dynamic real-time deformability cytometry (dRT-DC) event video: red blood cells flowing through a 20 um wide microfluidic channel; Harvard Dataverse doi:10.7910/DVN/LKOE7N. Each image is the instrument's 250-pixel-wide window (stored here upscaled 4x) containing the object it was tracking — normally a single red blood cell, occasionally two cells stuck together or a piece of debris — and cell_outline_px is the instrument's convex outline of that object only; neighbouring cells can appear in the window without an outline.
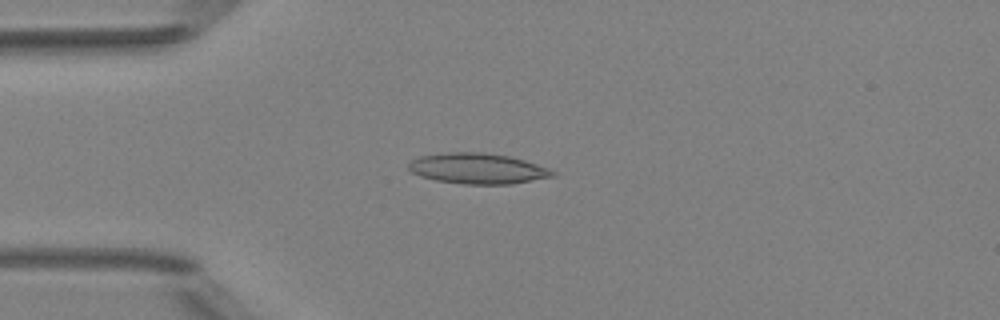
{"species": "Egyptian fruit bat (a non-hibernating species)", "species_latin": "Rousettus aegyptiacus", "temperature_condition": "room temperature", "stored_images_in_passage": 4, "camera_frame_rate_fps": 3000, "um_per_image_px": 0.085, "animal": {"sex": "female"}, "frame": {"image": 1, "passage_image": 3, "time_ms": 2.667, "image_size_px": [1000, 320], "cell_outline_px": [[556, 176], [512, 184], [464, 184], [436, 180], [420, 176], [412, 172], [408, 168], [408, 164], [412, 160], [420, 156], [448, 152], [484, 152], [508, 156], [524, 160], [548, 168], [556, 172]], "centroid_in_image_um": [40.61, 14.32], "position_along_channel_um": 44.4, "area_um2": 25.66}}